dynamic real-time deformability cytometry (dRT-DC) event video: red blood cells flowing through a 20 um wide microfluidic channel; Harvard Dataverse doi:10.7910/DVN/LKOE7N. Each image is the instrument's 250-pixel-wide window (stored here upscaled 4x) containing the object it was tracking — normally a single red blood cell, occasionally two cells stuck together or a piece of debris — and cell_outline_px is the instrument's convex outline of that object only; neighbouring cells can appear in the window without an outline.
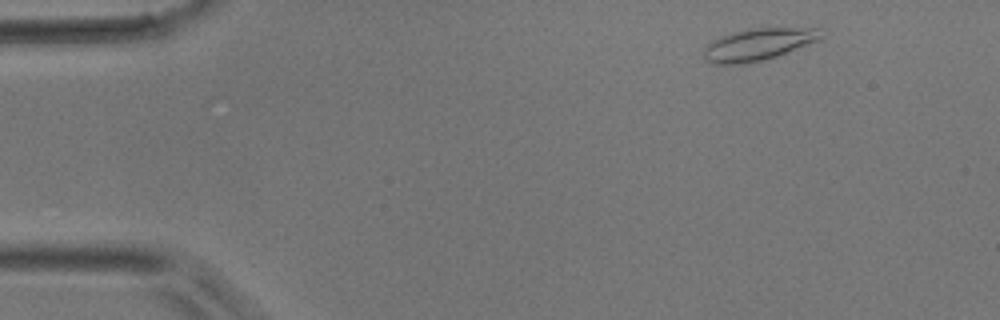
{"species": "common noctule bat (a hibernating species)", "species_latin": "Nyctalus noctula", "temperature_condition": "room temperature", "stored_images_in_passage": 8, "camera_frame_rate_fps": 3000, "um_per_image_px": 0.085, "animal": {"sex": "male", "body_mass_g": 17.9}, "frame": {"image": 1, "passage_image": 1, "time_ms": 0.0, "image_size_px": [1000, 320], "cell_outline_px": [[824, 36], [820, 40], [776, 56], [764, 60], [744, 64], [712, 64], [704, 56], [704, 48], [712, 40], [732, 32], [756, 28], [816, 28]], "centroid_in_image_um": [64.45, 3.78], "position_along_channel_um": 20.6, "area_um2": 21.68}}